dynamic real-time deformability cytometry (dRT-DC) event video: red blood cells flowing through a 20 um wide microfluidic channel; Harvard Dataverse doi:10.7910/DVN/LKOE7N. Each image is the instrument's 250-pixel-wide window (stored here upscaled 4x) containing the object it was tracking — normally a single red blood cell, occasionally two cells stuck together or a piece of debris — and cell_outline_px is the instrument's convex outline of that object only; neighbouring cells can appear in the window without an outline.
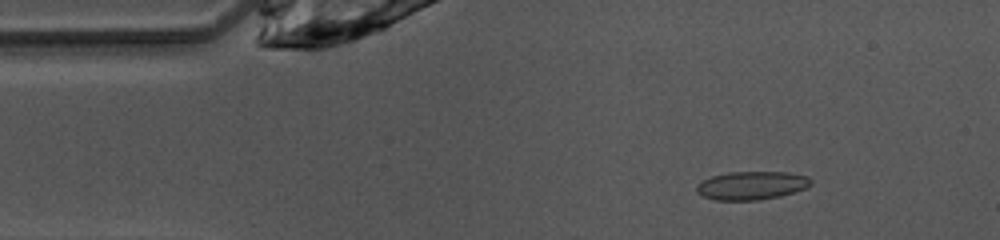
{"species": "common noctule bat (a hibernating species)", "species_latin": "Nyctalus noctula", "temperature_condition": "warm", "stored_images_in_passage": 44, "camera_frame_rate_fps": 3000, "um_per_image_px": 0.085, "animal": {"sex": "female", "body_mass_g": 10.0, "forearm_length_mm": 53.1}, "frame": {"image": 1, "passage_image": 3, "time_ms": 0.667, "image_size_px": [1000, 240], "cell_outline_px": [[812, 184], [804, 188], [780, 196], [760, 200], [716, 200], [704, 196], [696, 192], [696, 184], [700, 180], [712, 176], [728, 172], [788, 172], [808, 176], [812, 180]], "centroid_in_image_um": [63.86, 15.76], "position_along_channel_um": 21.1, "area_um2": 18.96}}
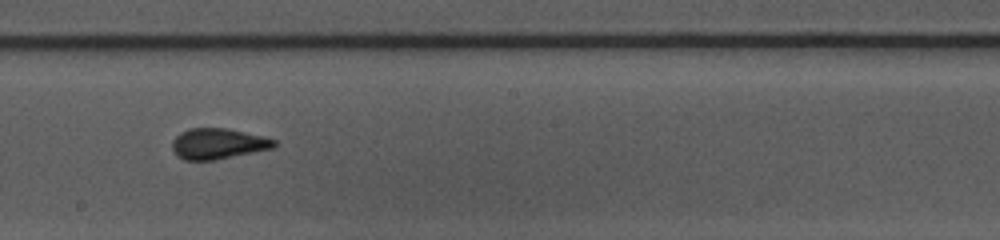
{"frame": {"image": 2, "passage_image": 22, "time_ms": 7.0, "image_size_px": [1000, 240], "cell_outline_px": [[276, 144], [272, 148], [216, 160], [184, 160], [176, 156], [172, 148], [172, 140], [180, 132], [188, 128], [228, 128], [276, 140]], "centroid_in_image_um": [18.47, 12.22], "position_along_channel_um": 229.7, "area_um2": 18.21}}
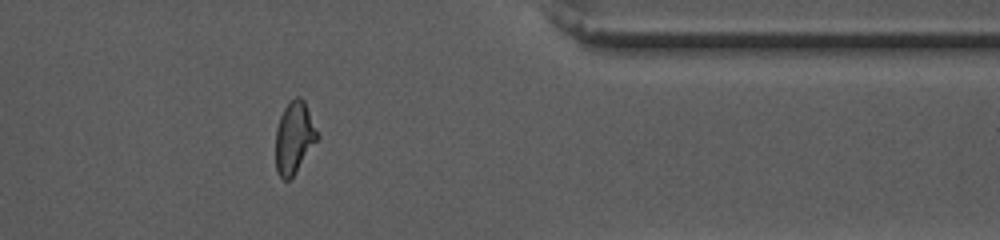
{"frame": {"image": 3, "passage_image": 35, "time_ms": 11.333, "image_size_px": [1000, 240], "cell_outline_px": [[320, 136], [292, 176], [288, 180], [284, 180], [276, 172], [276, 128], [280, 116], [284, 108], [296, 96], [300, 96], [304, 100]], "centroid_in_image_um": [25.0, 11.67], "position_along_channel_um": 386.4, "area_um2": 17.22}, "authors_computed_cell_mechanics": {"area_um2": 18.1781, "velocity_mm_per_s": 4.0885, "shape_relaxation_time_tau1_ms": 8.209, "shape_relaxation_time_tau2_ms": 0.6986, "deformation_change_tau1": 0.1707, "deformation_change_tau2": 0.0497}}